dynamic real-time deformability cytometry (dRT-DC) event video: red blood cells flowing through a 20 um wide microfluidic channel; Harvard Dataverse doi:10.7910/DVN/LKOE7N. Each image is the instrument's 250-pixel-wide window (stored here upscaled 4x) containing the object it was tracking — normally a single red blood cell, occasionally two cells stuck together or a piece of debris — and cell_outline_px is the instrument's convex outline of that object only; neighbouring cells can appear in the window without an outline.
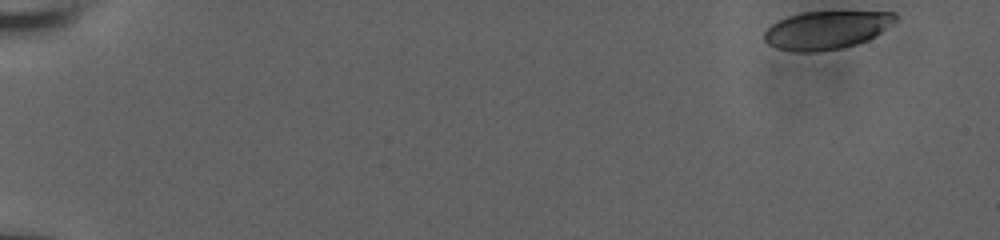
{"species": "human", "species_latin": "Homo sapiens", "temperature_condition": "room temperature", "stored_images_in_passage": 15, "camera_frame_rate_fps": 3000, "um_per_image_px": 0.085, "donor": {"sex": "male"}, "frame": {"image": 1, "passage_image": 1, "time_ms": 0.0, "image_size_px": [1000, 240], "cell_outline_px": [[896, 20], [880, 32], [856, 44], [840, 48], [808, 52], [800, 52], [776, 48], [768, 44], [764, 40], [764, 32], [772, 24], [788, 16], [800, 12], [896, 12]], "centroid_in_image_um": [70.2, 2.54], "position_along_channel_um": 14.8, "area_um2": 28.55}}